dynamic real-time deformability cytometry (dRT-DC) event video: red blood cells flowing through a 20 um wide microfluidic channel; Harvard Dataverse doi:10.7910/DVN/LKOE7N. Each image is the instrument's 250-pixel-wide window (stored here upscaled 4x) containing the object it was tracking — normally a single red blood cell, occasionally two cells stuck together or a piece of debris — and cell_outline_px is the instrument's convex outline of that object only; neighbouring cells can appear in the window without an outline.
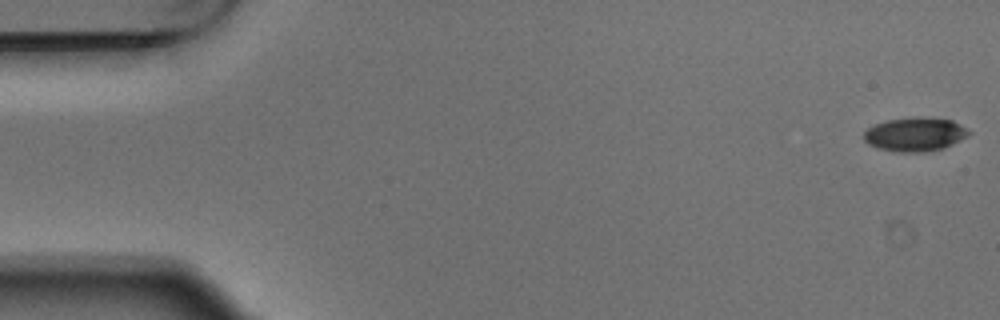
{"species": "Egyptian fruit bat (a non-hibernating species)", "species_latin": "Rousettus aegyptiacus", "temperature_condition": "warm", "stored_images_in_passage": 5, "camera_frame_rate_fps": 3000, "um_per_image_px": 0.085, "animal": {"sex": "male"}, "frame": {"image": 1, "passage_image": 1, "time_ms": 0.0, "image_size_px": [1000, 320], "cell_outline_px": [[972, 132], [968, 136], [944, 148], [924, 152], [900, 152], [880, 148], [868, 144], [864, 140], [864, 132], [868, 128], [876, 124], [888, 120], [912, 116], [928, 116], [952, 120], [968, 128]], "centroid_in_image_um": [77.82, 11.39], "position_along_channel_um": 7.2, "area_um2": 20.92}}
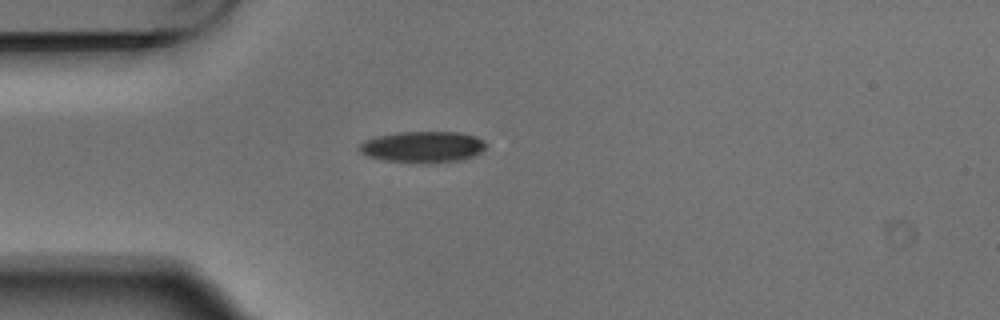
{"frame": {"image": 2, "passage_image": 5, "time_ms": 1.333, "image_size_px": [1000, 320], "cell_outline_px": [[488, 144], [476, 156], [460, 160], [428, 164], [384, 160], [368, 156], [360, 152], [356, 148], [364, 140], [376, 136], [396, 132], [460, 132], [476, 136], [484, 140]], "centroid_in_image_um": [35.94, 12.49], "position_along_channel_um": 49.1, "area_um2": 23.47}}